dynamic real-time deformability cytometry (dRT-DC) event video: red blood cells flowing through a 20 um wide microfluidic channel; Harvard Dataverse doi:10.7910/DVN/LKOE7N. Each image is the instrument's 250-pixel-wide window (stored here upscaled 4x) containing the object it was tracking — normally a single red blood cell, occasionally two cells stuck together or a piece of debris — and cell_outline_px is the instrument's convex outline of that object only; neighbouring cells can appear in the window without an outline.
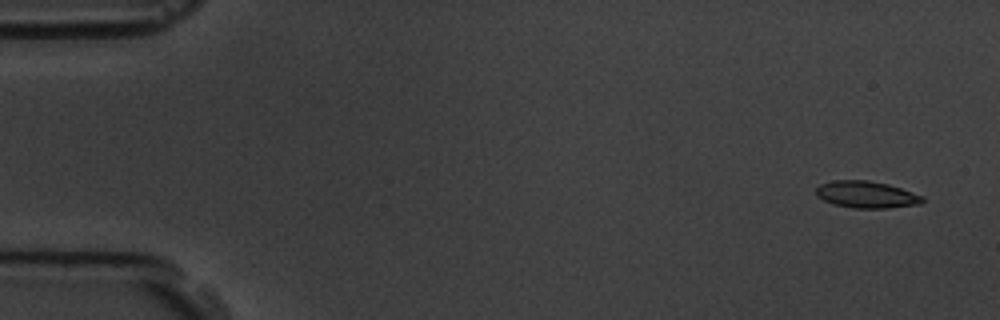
{"species": "common noctule bat (a hibernating species)", "species_latin": "Nyctalus noctula", "temperature_condition": "room temperature", "stored_images_in_passage": 5, "camera_frame_rate_fps": 3000, "um_per_image_px": 0.085, "animal": {"sex": "male", "body_mass_g": 19.5, "forearm_length_mm": 54.6}, "frame": {"image": 1, "passage_image": 1, "time_ms": 0.0, "image_size_px": [1000, 320], "cell_outline_px": [[924, 200], [920, 204], [888, 208], [852, 208], [832, 204], [816, 196], [816, 188], [820, 184], [832, 180], [868, 180], [888, 184], [924, 196]], "centroid_in_image_um": [73.63, 16.54], "position_along_channel_um": 11.4, "area_um2": 16.76}}
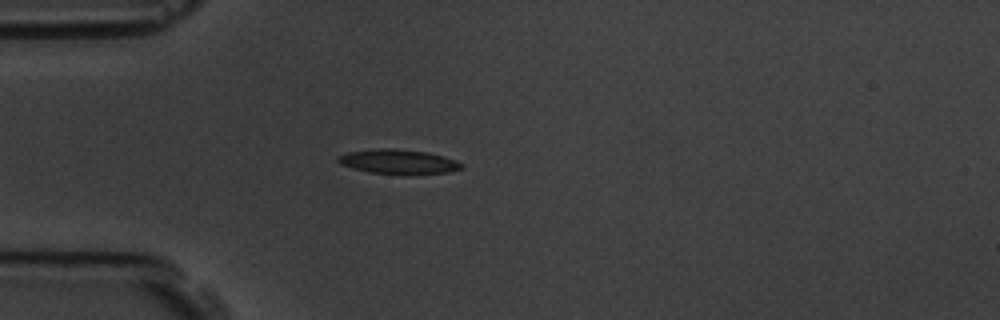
{"frame": {"image": 2, "passage_image": 4, "time_ms": 4.333, "image_size_px": [1000, 320], "cell_outline_px": [[464, 168], [448, 172], [368, 172], [352, 168], [340, 164], [336, 160], [336, 156], [348, 152], [380, 148], [396, 148], [424, 152], [444, 156], [456, 160], [464, 164]], "centroid_in_image_um": [33.82, 13.7], "position_along_channel_um": 51.2, "area_um2": 16.99}}